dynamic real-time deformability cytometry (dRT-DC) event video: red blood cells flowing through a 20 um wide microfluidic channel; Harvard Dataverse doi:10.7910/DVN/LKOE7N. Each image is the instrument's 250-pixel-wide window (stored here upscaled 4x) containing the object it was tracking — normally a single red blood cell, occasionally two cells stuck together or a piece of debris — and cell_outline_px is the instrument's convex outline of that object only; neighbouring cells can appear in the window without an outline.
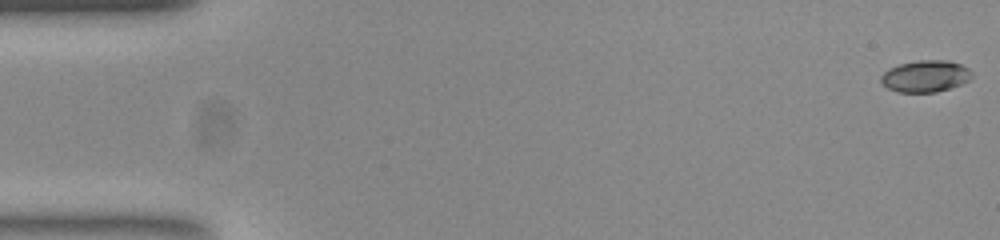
{"species": "common noctule bat (a hibernating species)", "species_latin": "Nyctalus noctula", "temperature_condition": "room temperature", "stored_images_in_passage": 47, "camera_frame_rate_fps": 3000, "um_per_image_px": 0.085, "animal": {"sex": "female", "body_mass_g": 23.0, "forearm_length_mm": 53.4}, "frame": {"image": 1, "passage_image": 1, "time_ms": 0.0, "image_size_px": [1000, 240], "cell_outline_px": [[972, 76], [968, 80], [960, 84], [936, 92], [896, 92], [888, 88], [880, 80], [880, 76], [888, 68], [900, 64], [916, 60], [948, 60], [960, 64], [968, 68], [972, 72]], "centroid_in_image_um": [78.64, 6.46], "position_along_channel_um": 6.4, "area_um2": 16.76}}
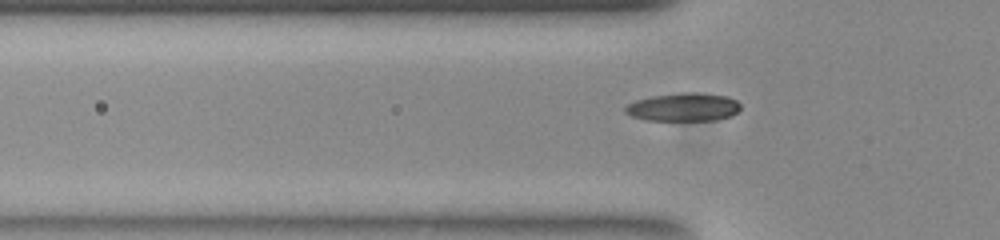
{"frame": {"image": 2, "passage_image": 17, "time_ms": 5.333, "image_size_px": [1000, 240], "cell_outline_px": [[740, 108], [732, 116], [716, 120], [648, 120], [632, 116], [624, 112], [624, 108], [628, 104], [636, 100], [652, 96], [680, 92], [696, 92], [728, 96], [736, 100], [740, 104]], "centroid_in_image_um": [58.11, 9.09], "position_along_channel_um": 67.7, "area_um2": 19.02}}
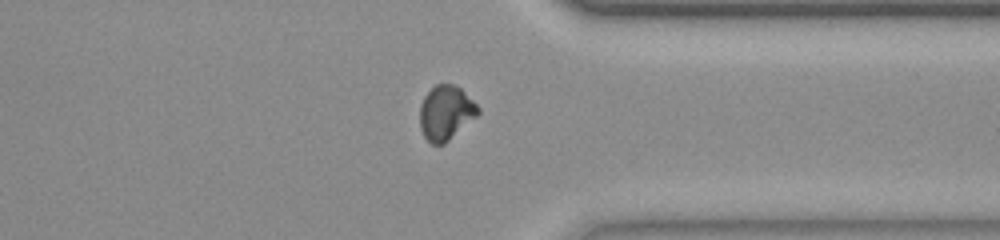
{"frame": {"image": 3, "passage_image": 41, "time_ms": 13.333, "image_size_px": [1000, 240], "cell_outline_px": [[480, 112], [476, 116], [444, 144], [432, 144], [424, 136], [420, 128], [420, 104], [424, 96], [436, 84], [456, 84], [480, 108]], "centroid_in_image_um": [37.88, 9.57], "position_along_channel_um": 373.5, "area_um2": 18.26}, "authors_computed_cell_mechanics": {"area_um2": 18.0336, "velocity_mm_per_s": 3.8702, "shape_relaxation_time_tau1_ms": 11.26, "shape_relaxation_time_tau2_ms": 1.8643, "deformation_change_tau1": 0.2477, "deformation_change_tau2": 0.0491}}